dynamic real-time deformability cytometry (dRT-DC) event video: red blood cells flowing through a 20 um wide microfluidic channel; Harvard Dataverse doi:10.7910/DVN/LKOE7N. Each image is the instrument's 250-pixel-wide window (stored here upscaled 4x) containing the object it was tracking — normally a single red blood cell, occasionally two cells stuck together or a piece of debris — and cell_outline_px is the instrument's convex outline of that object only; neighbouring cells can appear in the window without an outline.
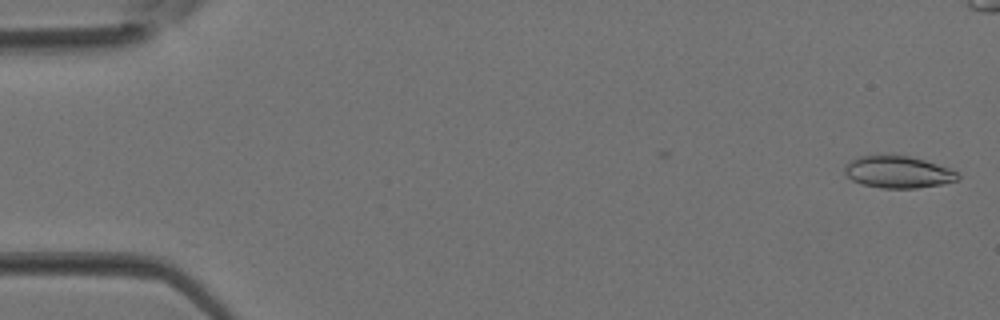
{"species": "Egyptian fruit bat (a non-hibernating species)", "species_latin": "Rousettus aegyptiacus", "temperature_condition": "room temperature", "stored_images_in_passage": 12, "camera_frame_rate_fps": 3000, "um_per_image_px": 0.085, "animal": {"sex": "female"}, "frame": {"image": 1, "passage_image": 1, "time_ms": 0.0, "image_size_px": [1000, 320], "cell_outline_px": [[960, 180], [940, 184], [916, 188], [880, 188], [860, 184], [852, 180], [844, 172], [844, 168], [852, 160], [860, 156], [908, 156], [924, 160], [948, 168], [956, 172], [960, 176]], "centroid_in_image_um": [76.34, 14.64], "position_along_channel_um": 8.7, "area_um2": 20.75}}